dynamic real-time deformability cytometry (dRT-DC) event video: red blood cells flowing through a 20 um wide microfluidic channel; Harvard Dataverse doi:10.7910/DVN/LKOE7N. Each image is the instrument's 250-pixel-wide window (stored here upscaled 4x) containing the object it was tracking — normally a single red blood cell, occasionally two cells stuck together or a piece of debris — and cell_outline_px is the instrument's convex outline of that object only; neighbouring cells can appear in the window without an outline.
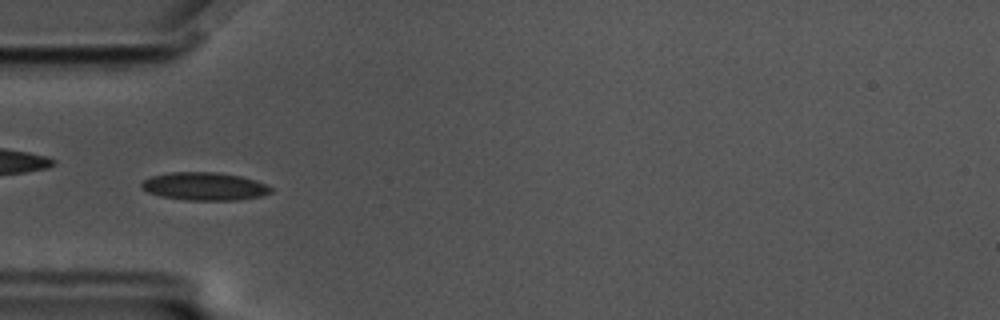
{"species": "common noctule bat (a hibernating species)", "species_latin": "Nyctalus noctula", "temperature_condition": "cold", "stored_images_in_passage": 57, "camera_frame_rate_fps": 3000, "um_per_image_px": 0.085, "animal": {"sex": "male", "body_mass_g": 17.5, "forearm_length_mm": 52.3}, "frame": {"image": 1, "passage_image": 17, "time_ms": 5.333, "image_size_px": [1000, 320], "cell_outline_px": [[272, 192], [264, 196], [240, 200], [184, 200], [160, 196], [148, 192], [140, 184], [144, 180], [152, 176], [168, 172], [216, 172], [240, 176], [256, 180], [268, 184], [272, 188]], "centroid_in_image_um": [17.44, 15.84], "position_along_channel_um": 67.6, "area_um2": 21.27}}
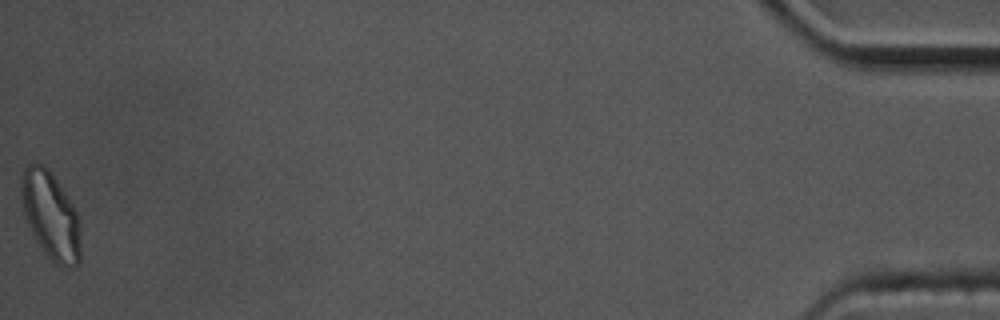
{"frame": {"image": 2, "passage_image": 57, "time_ms": 18.667, "image_size_px": [1000, 320], "cell_outline_px": [[80, 264], [72, 268], [64, 268], [56, 264], [44, 252], [32, 232], [24, 216], [20, 196], [20, 184], [24, 168], [28, 164], [36, 160], [44, 164], [52, 172], [68, 196], [80, 220]], "centroid_in_image_um": [4.31, 18.29], "position_along_channel_um": 430.9, "area_um2": 30.87}, "authors_computed_cell_mechanics": {"area_um2": 20.4034, "velocity_mm_per_s": 3.4722, "shape_relaxation_time_tau1_ms": 3.0656, "shape_relaxation_time_tau2_ms": 1.555, "deformation_change_tau1": 0.1114, "deformation_change_tau2": 0.0737}}